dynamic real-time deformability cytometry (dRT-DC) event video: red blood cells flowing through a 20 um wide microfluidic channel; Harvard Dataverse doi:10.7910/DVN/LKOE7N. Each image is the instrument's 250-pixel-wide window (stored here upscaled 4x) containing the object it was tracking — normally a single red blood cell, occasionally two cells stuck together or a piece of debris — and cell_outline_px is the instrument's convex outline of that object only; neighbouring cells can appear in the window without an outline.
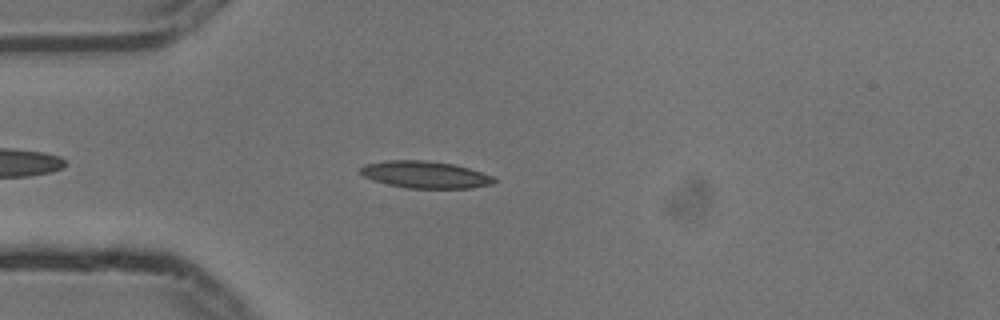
{"species": "common noctule bat (a hibernating species)", "species_latin": "Nyctalus noctula", "temperature_condition": "cold", "stored_images_in_passage": 5, "camera_frame_rate_fps": 3000, "um_per_image_px": 0.085, "animal": {"sex": "male", "body_mass_g": 13.3}, "frame": {"image": 1, "passage_image": 4, "time_ms": 1.0, "image_size_px": [1000, 320], "cell_outline_px": [[496, 180], [492, 184], [472, 188], [408, 188], [388, 184], [372, 180], [364, 176], [360, 172], [360, 168], [364, 164], [392, 160], [428, 160], [452, 164], [468, 168], [492, 176]], "centroid_in_image_um": [36.12, 14.84], "position_along_channel_um": 48.9, "area_um2": 20.87}}